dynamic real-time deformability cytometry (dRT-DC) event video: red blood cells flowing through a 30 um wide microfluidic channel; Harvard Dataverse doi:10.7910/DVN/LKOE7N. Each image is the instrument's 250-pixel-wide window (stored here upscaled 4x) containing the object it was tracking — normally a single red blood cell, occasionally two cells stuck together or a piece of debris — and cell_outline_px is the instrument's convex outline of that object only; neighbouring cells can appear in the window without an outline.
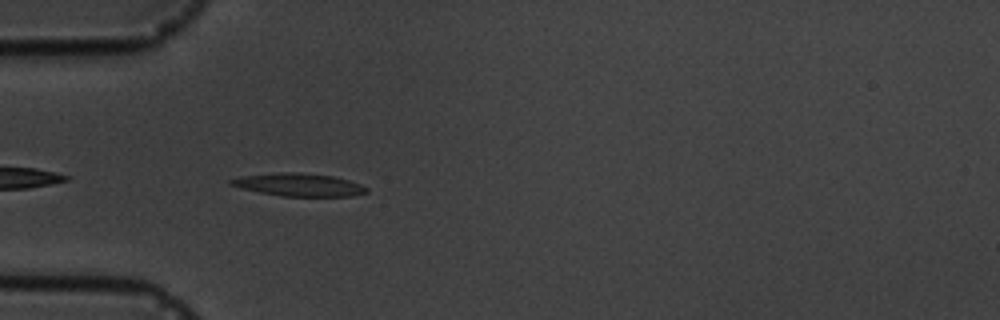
{"species": "common noctule bat (a hibernating species)", "species_latin": "Nyctalus noctula", "temperature_condition": "cold", "stored_images_in_passage": 5, "camera_frame_rate_fps": 3000, "um_per_image_px": 0.085, "animal": {"sex": "male", "body_mass_g": 19.5, "forearm_length_mm": 54.6}, "frame": {"image": 1, "passage_image": 3, "time_ms": 3.0, "image_size_px": [1000, 320], "cell_outline_px": [[368, 192], [352, 196], [280, 196], [260, 192], [228, 184], [228, 180], [240, 176], [280, 172], [296, 172], [332, 176], [348, 180], [360, 184], [368, 188]], "centroid_in_image_um": [25.4, 15.7], "position_along_channel_um": 59.6, "area_um2": 17.92}}
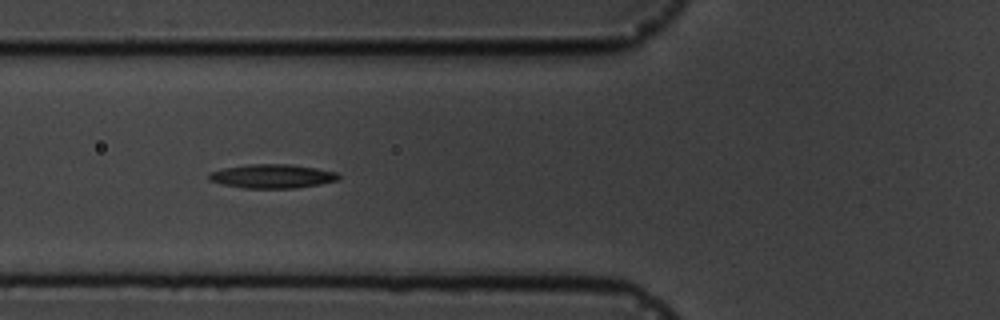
{"frame": {"image": 2, "passage_image": 4, "time_ms": 4.333, "image_size_px": [1000, 320], "cell_outline_px": [[340, 176], [336, 180], [320, 184], [292, 188], [244, 188], [224, 184], [208, 180], [208, 172], [224, 168], [248, 164], [288, 164], [316, 168], [336, 172]], "centroid_in_image_um": [23.1, 14.97], "position_along_channel_um": 102.7, "area_um2": 17.92}}
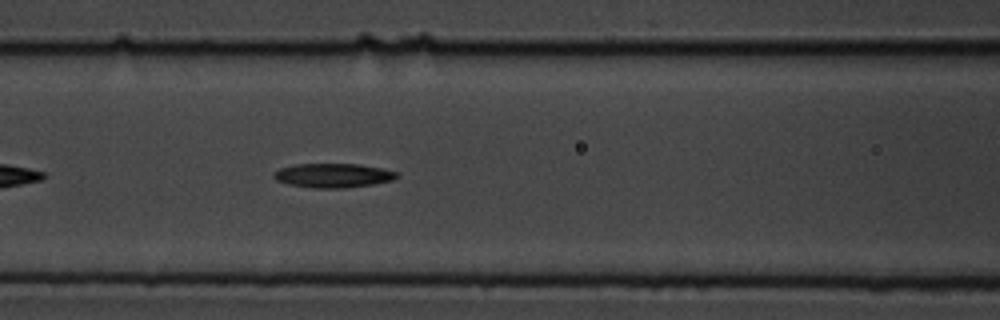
{"frame": {"image": 3, "passage_image": 5, "time_ms": 5.333, "image_size_px": [1000, 320], "cell_outline_px": [[400, 176], [392, 180], [372, 184], [344, 188], [312, 188], [288, 184], [276, 180], [272, 176], [280, 168], [296, 164], [360, 164], [380, 168], [396, 172]], "centroid_in_image_um": [28.3, 14.92], "position_along_channel_um": 138.3, "area_um2": 17.22}}